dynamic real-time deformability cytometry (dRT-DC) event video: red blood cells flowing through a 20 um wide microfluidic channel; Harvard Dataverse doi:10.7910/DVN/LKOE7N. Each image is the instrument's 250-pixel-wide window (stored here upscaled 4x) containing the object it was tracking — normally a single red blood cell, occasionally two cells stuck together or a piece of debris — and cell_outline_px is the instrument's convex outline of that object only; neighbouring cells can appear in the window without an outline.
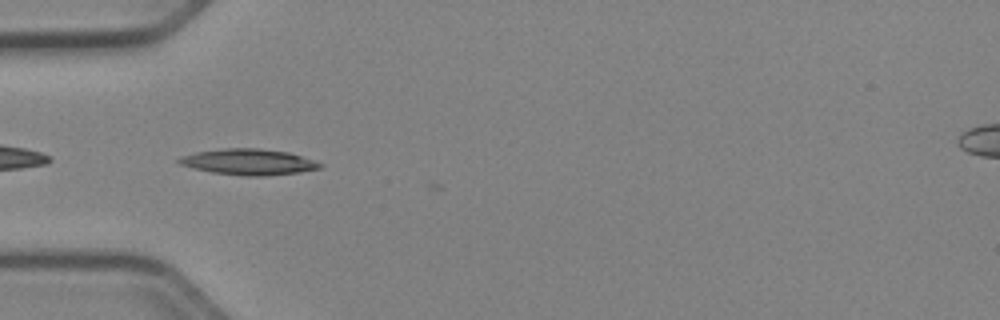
{"species": "Egyptian fruit bat (a non-hibernating species)", "species_latin": "Rousettus aegyptiacus", "temperature_condition": "cold", "stored_images_in_passage": 5, "camera_frame_rate_fps": 3000, "um_per_image_px": 0.085, "animal": {"sex": "female"}, "frame": {"image": 1, "passage_image": 4, "time_ms": 1.0, "image_size_px": [1000, 320], "cell_outline_px": [[324, 164], [320, 168], [300, 172], [264, 176], [244, 176], [212, 172], [192, 168], [180, 164], [176, 160], [180, 156], [196, 152], [224, 148], [260, 148], [288, 152]], "centroid_in_image_um": [21.1, 13.76], "position_along_channel_um": 63.9, "area_um2": 21.27}}